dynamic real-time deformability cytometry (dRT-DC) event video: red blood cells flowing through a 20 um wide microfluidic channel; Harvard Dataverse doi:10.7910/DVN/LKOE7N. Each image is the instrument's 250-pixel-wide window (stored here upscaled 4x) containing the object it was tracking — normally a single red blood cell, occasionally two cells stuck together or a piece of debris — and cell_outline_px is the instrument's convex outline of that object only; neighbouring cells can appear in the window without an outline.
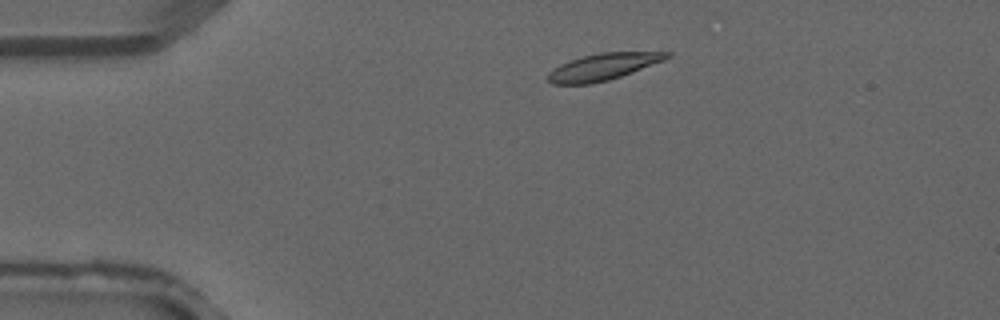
{"species": "common noctule bat (a hibernating species)", "species_latin": "Nyctalus noctula", "temperature_condition": "warm", "stored_images_in_passage": 3, "camera_frame_rate_fps": 3000, "um_per_image_px": 0.085, "animal": {"sex": "male", "forearm_length_mm": 52.5}, "frame": {"image": 1, "passage_image": 1, "time_ms": 0.0, "image_size_px": [1000, 320], "cell_outline_px": [[672, 56], [664, 60], [632, 72], [608, 80], [588, 84], [552, 84], [548, 80], [548, 72], [552, 68], [560, 64], [584, 56], [600, 52], [672, 52]], "centroid_in_image_um": [51.26, 5.67], "position_along_channel_um": 33.7, "area_um2": 18.32}}